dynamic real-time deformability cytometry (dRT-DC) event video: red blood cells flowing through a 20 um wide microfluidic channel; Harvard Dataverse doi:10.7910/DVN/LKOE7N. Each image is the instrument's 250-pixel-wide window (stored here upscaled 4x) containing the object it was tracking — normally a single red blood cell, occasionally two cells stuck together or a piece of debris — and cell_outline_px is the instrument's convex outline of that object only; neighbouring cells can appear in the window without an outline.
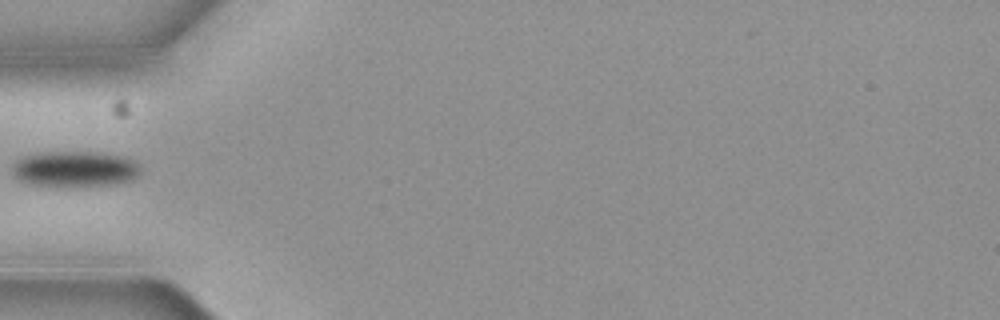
{"species": "common noctule bat (a hibernating species)", "species_latin": "Nyctalus noctula", "temperature_condition": "cold", "stored_images_in_passage": 5, "camera_frame_rate_fps": 3000, "um_per_image_px": 0.085, "animal": {"sex": "female", "body_mass_g": 19.3, "forearm_length_mm": 54.1}, "frame": {"image": 1, "passage_image": 4, "time_ms": 1.0, "image_size_px": [1000, 320], "cell_outline_px": [[140, 172], [132, 180], [112, 184], [32, 184], [20, 180], [12, 172], [12, 164], [16, 160], [24, 156], [40, 152], [100, 152], [128, 156], [136, 160], [140, 164]], "centroid_in_image_um": [6.42, 14.3], "position_along_channel_um": 78.6, "area_um2": 26.3}}
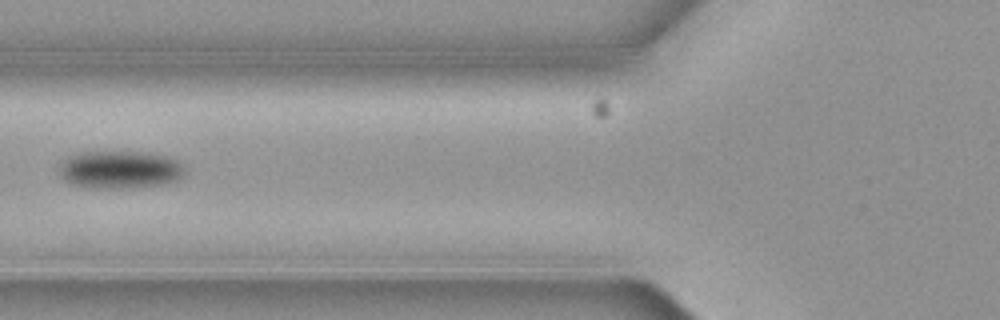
{"frame": {"image": 2, "passage_image": 5, "time_ms": 1.333, "image_size_px": [1000, 320], "cell_outline_px": [[184, 176], [180, 180], [164, 184], [128, 188], [92, 188], [72, 184], [64, 180], [60, 176], [60, 164], [68, 156], [76, 152], [140, 152], [168, 156], [176, 160], [184, 168]], "centroid_in_image_um": [10.19, 14.43], "position_along_channel_um": 115.6, "area_um2": 27.8}}